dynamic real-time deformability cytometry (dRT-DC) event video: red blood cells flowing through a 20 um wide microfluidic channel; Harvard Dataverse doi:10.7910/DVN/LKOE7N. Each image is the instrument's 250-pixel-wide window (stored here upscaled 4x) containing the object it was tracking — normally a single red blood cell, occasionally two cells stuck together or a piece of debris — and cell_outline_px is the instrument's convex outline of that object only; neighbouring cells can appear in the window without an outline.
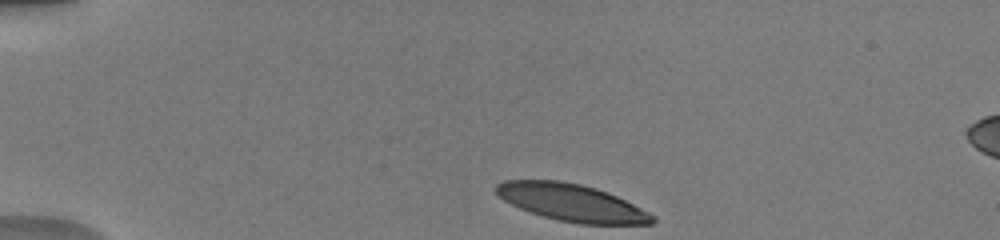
{"species": "human", "species_latin": "Homo sapiens", "temperature_condition": "warm", "stored_images_in_passage": 40, "camera_frame_rate_fps": 3000, "um_per_image_px": 0.085, "donor": {"sex": "male"}, "frame": {"image": 1, "passage_image": 1, "time_ms": 0.0, "image_size_px": [1000, 240], "cell_outline_px": [[656, 220], [652, 224], [580, 224], [556, 220], [520, 208], [504, 200], [496, 192], [496, 184], [504, 180], [560, 180], [580, 184], [596, 188], [616, 196], [656, 216]], "centroid_in_image_um": [48.6, 17.22], "position_along_channel_um": 36.4, "area_um2": 33.58}}
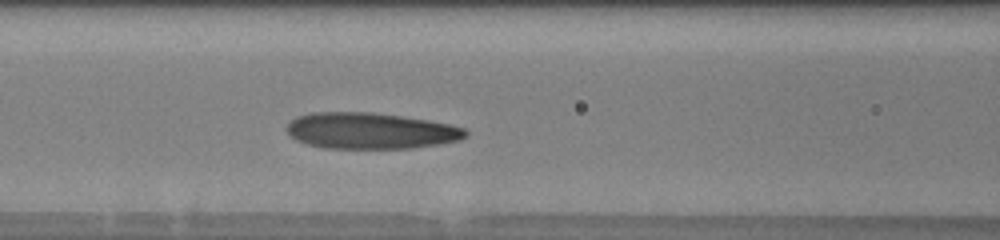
{"frame": {"image": 2, "passage_image": 13, "time_ms": 4.0, "image_size_px": [1000, 240], "cell_outline_px": [[468, 136], [460, 140], [440, 144], [412, 148], [324, 148], [308, 144], [296, 140], [288, 132], [288, 124], [296, 116], [312, 112], [372, 112], [428, 120], [448, 124], [464, 128], [468, 132]], "centroid_in_image_um": [31.51, 11.12], "position_along_channel_um": 135.1, "area_um2": 37.63}}
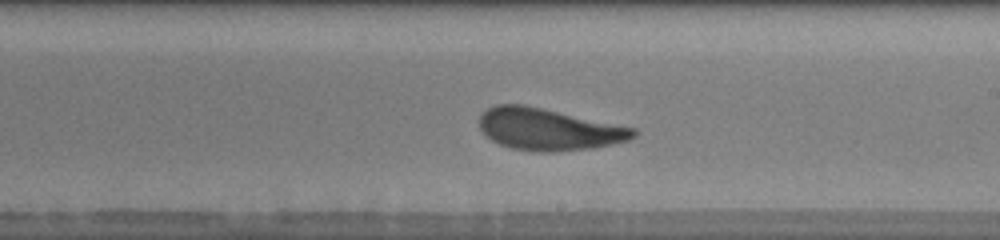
{"frame": {"image": 3, "passage_image": 21, "time_ms": 6.667, "image_size_px": [1000, 240], "cell_outline_px": [[636, 136], [628, 140], [612, 144], [592, 148], [560, 152], [536, 152], [512, 148], [500, 144], [492, 140], [480, 128], [480, 112], [496, 104], [524, 104], [636, 128]], "centroid_in_image_um": [46.63, 10.99], "position_along_channel_um": 242.4, "area_um2": 37.63}, "authors_computed_cell_mechanics": {"area_um2": 37.0209, "velocity_mm_per_s": 4.0237, "shape_relaxation_time_tau1_ms": 2.8562, "shape_relaxation_time_tau2_ms": 1.7364, "deformation_change_tau1": 0.1515, "deformation_change_tau2": 0.1142}}